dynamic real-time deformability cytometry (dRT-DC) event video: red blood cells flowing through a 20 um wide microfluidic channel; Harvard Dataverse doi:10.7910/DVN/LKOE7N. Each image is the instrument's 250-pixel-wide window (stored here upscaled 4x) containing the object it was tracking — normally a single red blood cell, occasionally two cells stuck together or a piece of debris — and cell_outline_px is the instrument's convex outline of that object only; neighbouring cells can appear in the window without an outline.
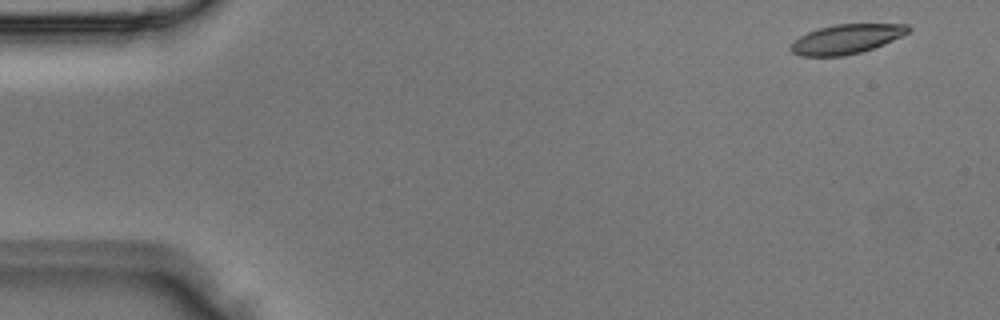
{"species": "Egyptian fruit bat (a non-hibernating species)", "species_latin": "Rousettus aegyptiacus", "temperature_condition": "room temperature", "stored_images_in_passage": 3, "camera_frame_rate_fps": 3000, "um_per_image_px": 0.085, "animal": {"sex": "male"}, "frame": {"image": 1, "passage_image": 3, "time_ms": 0.667, "image_size_px": [1000, 320], "cell_outline_px": [[912, 32], [884, 44], [860, 52], [844, 56], [800, 56], [792, 52], [788, 48], [800, 36], [808, 32], [820, 28], [836, 24], [908, 24], [912, 28]], "centroid_in_image_um": [71.99, 3.32], "position_along_channel_um": 13.0, "area_um2": 20.17}}